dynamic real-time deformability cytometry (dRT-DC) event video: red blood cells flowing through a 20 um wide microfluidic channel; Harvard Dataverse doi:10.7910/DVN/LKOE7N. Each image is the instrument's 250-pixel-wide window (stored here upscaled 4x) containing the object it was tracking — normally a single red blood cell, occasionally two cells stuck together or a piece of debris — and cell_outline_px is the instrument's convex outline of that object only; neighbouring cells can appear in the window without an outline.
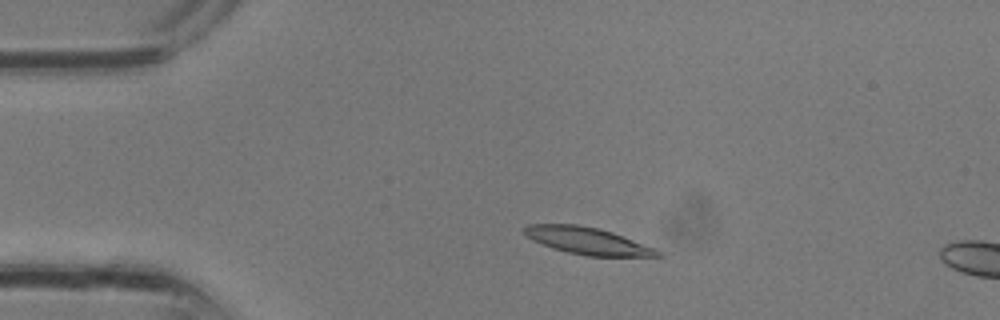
{"species": "common noctule bat (a hibernating species)", "species_latin": "Nyctalus noctula", "temperature_condition": "room temperature", "stored_images_in_passage": 5, "camera_frame_rate_fps": 3000, "um_per_image_px": 0.085, "animal": {"sex": "male", "body_mass_g": 13.3}, "frame": {"image": 1, "passage_image": 3, "time_ms": 0.667, "image_size_px": [1000, 320], "cell_outline_px": [[664, 256], [588, 256], [568, 252], [532, 240], [524, 232], [524, 228], [528, 224], [576, 224], [600, 228], [612, 232], [656, 248]], "centroid_in_image_um": [49.98, 20.46], "position_along_channel_um": 35.0, "area_um2": 20.69}}